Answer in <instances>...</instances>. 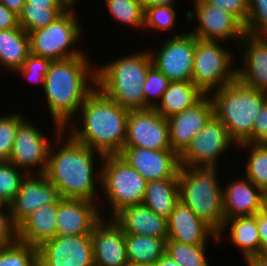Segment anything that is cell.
Masks as SVG:
<instances>
[{"instance_id":"cell-10","label":"cell","mask_w":267,"mask_h":266,"mask_svg":"<svg viewBox=\"0 0 267 266\" xmlns=\"http://www.w3.org/2000/svg\"><path fill=\"white\" fill-rule=\"evenodd\" d=\"M235 144L225 125L214 115L179 155L181 167L217 168L218 158Z\"/></svg>"},{"instance_id":"cell-17","label":"cell","mask_w":267,"mask_h":266,"mask_svg":"<svg viewBox=\"0 0 267 266\" xmlns=\"http://www.w3.org/2000/svg\"><path fill=\"white\" fill-rule=\"evenodd\" d=\"M60 199L58 188L48 180L45 173L27 174L9 204L13 222L18 226L39 207L56 204Z\"/></svg>"},{"instance_id":"cell-54","label":"cell","mask_w":267,"mask_h":266,"mask_svg":"<svg viewBox=\"0 0 267 266\" xmlns=\"http://www.w3.org/2000/svg\"><path fill=\"white\" fill-rule=\"evenodd\" d=\"M127 266H142V265H133V264H128Z\"/></svg>"},{"instance_id":"cell-13","label":"cell","mask_w":267,"mask_h":266,"mask_svg":"<svg viewBox=\"0 0 267 266\" xmlns=\"http://www.w3.org/2000/svg\"><path fill=\"white\" fill-rule=\"evenodd\" d=\"M124 147L172 149L167 118L154 108L129 110Z\"/></svg>"},{"instance_id":"cell-50","label":"cell","mask_w":267,"mask_h":266,"mask_svg":"<svg viewBox=\"0 0 267 266\" xmlns=\"http://www.w3.org/2000/svg\"><path fill=\"white\" fill-rule=\"evenodd\" d=\"M25 4L32 5H69L66 0H25Z\"/></svg>"},{"instance_id":"cell-5","label":"cell","mask_w":267,"mask_h":266,"mask_svg":"<svg viewBox=\"0 0 267 266\" xmlns=\"http://www.w3.org/2000/svg\"><path fill=\"white\" fill-rule=\"evenodd\" d=\"M149 50L96 67L97 87L128 110L144 109L143 85L152 65Z\"/></svg>"},{"instance_id":"cell-18","label":"cell","mask_w":267,"mask_h":266,"mask_svg":"<svg viewBox=\"0 0 267 266\" xmlns=\"http://www.w3.org/2000/svg\"><path fill=\"white\" fill-rule=\"evenodd\" d=\"M209 95H204L193 106L167 118L172 150L179 156L213 116V104Z\"/></svg>"},{"instance_id":"cell-42","label":"cell","mask_w":267,"mask_h":266,"mask_svg":"<svg viewBox=\"0 0 267 266\" xmlns=\"http://www.w3.org/2000/svg\"><path fill=\"white\" fill-rule=\"evenodd\" d=\"M206 3L219 7L234 15L244 26L248 18V0H204Z\"/></svg>"},{"instance_id":"cell-8","label":"cell","mask_w":267,"mask_h":266,"mask_svg":"<svg viewBox=\"0 0 267 266\" xmlns=\"http://www.w3.org/2000/svg\"><path fill=\"white\" fill-rule=\"evenodd\" d=\"M74 6H70L60 17L48 26L29 33L30 53L48 58L52 61L64 60L80 56L82 49H74L83 32L77 18ZM73 47V50L71 49ZM71 49V50H70Z\"/></svg>"},{"instance_id":"cell-19","label":"cell","mask_w":267,"mask_h":266,"mask_svg":"<svg viewBox=\"0 0 267 266\" xmlns=\"http://www.w3.org/2000/svg\"><path fill=\"white\" fill-rule=\"evenodd\" d=\"M102 218L93 228L90 236L93 245L95 266H127L125 233L121 226L110 218Z\"/></svg>"},{"instance_id":"cell-39","label":"cell","mask_w":267,"mask_h":266,"mask_svg":"<svg viewBox=\"0 0 267 266\" xmlns=\"http://www.w3.org/2000/svg\"><path fill=\"white\" fill-rule=\"evenodd\" d=\"M177 12L173 6H153L144 8V29L151 28L169 31L176 22Z\"/></svg>"},{"instance_id":"cell-51","label":"cell","mask_w":267,"mask_h":266,"mask_svg":"<svg viewBox=\"0 0 267 266\" xmlns=\"http://www.w3.org/2000/svg\"><path fill=\"white\" fill-rule=\"evenodd\" d=\"M154 266H180L166 253L155 263Z\"/></svg>"},{"instance_id":"cell-11","label":"cell","mask_w":267,"mask_h":266,"mask_svg":"<svg viewBox=\"0 0 267 266\" xmlns=\"http://www.w3.org/2000/svg\"><path fill=\"white\" fill-rule=\"evenodd\" d=\"M193 2L195 10L186 11L185 19L189 22L195 17L199 25L190 33L197 39L222 41V44L229 39H238L240 43L246 32L244 25L234 15L204 0Z\"/></svg>"},{"instance_id":"cell-35","label":"cell","mask_w":267,"mask_h":266,"mask_svg":"<svg viewBox=\"0 0 267 266\" xmlns=\"http://www.w3.org/2000/svg\"><path fill=\"white\" fill-rule=\"evenodd\" d=\"M0 266H38L37 248L20 241L0 246Z\"/></svg>"},{"instance_id":"cell-44","label":"cell","mask_w":267,"mask_h":266,"mask_svg":"<svg viewBox=\"0 0 267 266\" xmlns=\"http://www.w3.org/2000/svg\"><path fill=\"white\" fill-rule=\"evenodd\" d=\"M253 143H267V101L257 116L253 127Z\"/></svg>"},{"instance_id":"cell-46","label":"cell","mask_w":267,"mask_h":266,"mask_svg":"<svg viewBox=\"0 0 267 266\" xmlns=\"http://www.w3.org/2000/svg\"><path fill=\"white\" fill-rule=\"evenodd\" d=\"M19 27L18 16L0 3V30Z\"/></svg>"},{"instance_id":"cell-37","label":"cell","mask_w":267,"mask_h":266,"mask_svg":"<svg viewBox=\"0 0 267 266\" xmlns=\"http://www.w3.org/2000/svg\"><path fill=\"white\" fill-rule=\"evenodd\" d=\"M17 113L0 117V161H9L18 126L24 120Z\"/></svg>"},{"instance_id":"cell-22","label":"cell","mask_w":267,"mask_h":266,"mask_svg":"<svg viewBox=\"0 0 267 266\" xmlns=\"http://www.w3.org/2000/svg\"><path fill=\"white\" fill-rule=\"evenodd\" d=\"M168 239L191 245H206L207 239L218 242L217 233L180 201L167 219ZM212 237V238H211Z\"/></svg>"},{"instance_id":"cell-47","label":"cell","mask_w":267,"mask_h":266,"mask_svg":"<svg viewBox=\"0 0 267 266\" xmlns=\"http://www.w3.org/2000/svg\"><path fill=\"white\" fill-rule=\"evenodd\" d=\"M2 4L19 16L25 5V0H2Z\"/></svg>"},{"instance_id":"cell-25","label":"cell","mask_w":267,"mask_h":266,"mask_svg":"<svg viewBox=\"0 0 267 266\" xmlns=\"http://www.w3.org/2000/svg\"><path fill=\"white\" fill-rule=\"evenodd\" d=\"M57 203L41 206L18 225V241L36 248L57 236Z\"/></svg>"},{"instance_id":"cell-26","label":"cell","mask_w":267,"mask_h":266,"mask_svg":"<svg viewBox=\"0 0 267 266\" xmlns=\"http://www.w3.org/2000/svg\"><path fill=\"white\" fill-rule=\"evenodd\" d=\"M205 94L192 81H170L154 110L169 118L193 106Z\"/></svg>"},{"instance_id":"cell-29","label":"cell","mask_w":267,"mask_h":266,"mask_svg":"<svg viewBox=\"0 0 267 266\" xmlns=\"http://www.w3.org/2000/svg\"><path fill=\"white\" fill-rule=\"evenodd\" d=\"M178 202V179H164L147 182L143 204L156 214L168 219Z\"/></svg>"},{"instance_id":"cell-45","label":"cell","mask_w":267,"mask_h":266,"mask_svg":"<svg viewBox=\"0 0 267 266\" xmlns=\"http://www.w3.org/2000/svg\"><path fill=\"white\" fill-rule=\"evenodd\" d=\"M254 216L260 236V254L267 255V207Z\"/></svg>"},{"instance_id":"cell-48","label":"cell","mask_w":267,"mask_h":266,"mask_svg":"<svg viewBox=\"0 0 267 266\" xmlns=\"http://www.w3.org/2000/svg\"><path fill=\"white\" fill-rule=\"evenodd\" d=\"M143 8L153 6H175V0H140Z\"/></svg>"},{"instance_id":"cell-52","label":"cell","mask_w":267,"mask_h":266,"mask_svg":"<svg viewBox=\"0 0 267 266\" xmlns=\"http://www.w3.org/2000/svg\"><path fill=\"white\" fill-rule=\"evenodd\" d=\"M2 208H5L7 210L8 209V205L0 198V210Z\"/></svg>"},{"instance_id":"cell-4","label":"cell","mask_w":267,"mask_h":266,"mask_svg":"<svg viewBox=\"0 0 267 266\" xmlns=\"http://www.w3.org/2000/svg\"><path fill=\"white\" fill-rule=\"evenodd\" d=\"M210 95L213 115L225 125L236 146L253 143L254 123L267 101V93L236 78Z\"/></svg>"},{"instance_id":"cell-3","label":"cell","mask_w":267,"mask_h":266,"mask_svg":"<svg viewBox=\"0 0 267 266\" xmlns=\"http://www.w3.org/2000/svg\"><path fill=\"white\" fill-rule=\"evenodd\" d=\"M80 113L82 125L76 126L78 119H74L67 125L69 128L66 127L77 141L103 155H117L124 148L128 109L96 87L85 98L77 114L79 117Z\"/></svg>"},{"instance_id":"cell-36","label":"cell","mask_w":267,"mask_h":266,"mask_svg":"<svg viewBox=\"0 0 267 266\" xmlns=\"http://www.w3.org/2000/svg\"><path fill=\"white\" fill-rule=\"evenodd\" d=\"M9 161H0V198L9 205L17 195L23 178L24 170ZM24 173H23V172Z\"/></svg>"},{"instance_id":"cell-9","label":"cell","mask_w":267,"mask_h":266,"mask_svg":"<svg viewBox=\"0 0 267 266\" xmlns=\"http://www.w3.org/2000/svg\"><path fill=\"white\" fill-rule=\"evenodd\" d=\"M219 42L221 43L195 37L192 82L205 95L219 90L237 78V68L231 65L233 54L219 45Z\"/></svg>"},{"instance_id":"cell-14","label":"cell","mask_w":267,"mask_h":266,"mask_svg":"<svg viewBox=\"0 0 267 266\" xmlns=\"http://www.w3.org/2000/svg\"><path fill=\"white\" fill-rule=\"evenodd\" d=\"M37 265L95 266L91 236H55L37 248Z\"/></svg>"},{"instance_id":"cell-33","label":"cell","mask_w":267,"mask_h":266,"mask_svg":"<svg viewBox=\"0 0 267 266\" xmlns=\"http://www.w3.org/2000/svg\"><path fill=\"white\" fill-rule=\"evenodd\" d=\"M105 5L116 21L144 29V8L140 0H105Z\"/></svg>"},{"instance_id":"cell-16","label":"cell","mask_w":267,"mask_h":266,"mask_svg":"<svg viewBox=\"0 0 267 266\" xmlns=\"http://www.w3.org/2000/svg\"><path fill=\"white\" fill-rule=\"evenodd\" d=\"M118 155L147 182L178 177L179 156L172 149L124 147Z\"/></svg>"},{"instance_id":"cell-28","label":"cell","mask_w":267,"mask_h":266,"mask_svg":"<svg viewBox=\"0 0 267 266\" xmlns=\"http://www.w3.org/2000/svg\"><path fill=\"white\" fill-rule=\"evenodd\" d=\"M226 227L230 228V239L241 248L245 260L260 254V236L255 216L226 219L222 230L217 234L219 241Z\"/></svg>"},{"instance_id":"cell-6","label":"cell","mask_w":267,"mask_h":266,"mask_svg":"<svg viewBox=\"0 0 267 266\" xmlns=\"http://www.w3.org/2000/svg\"><path fill=\"white\" fill-rule=\"evenodd\" d=\"M216 171V168L180 166L177 179L179 201L218 234L223 228L225 215L223 188L219 185Z\"/></svg>"},{"instance_id":"cell-34","label":"cell","mask_w":267,"mask_h":266,"mask_svg":"<svg viewBox=\"0 0 267 266\" xmlns=\"http://www.w3.org/2000/svg\"><path fill=\"white\" fill-rule=\"evenodd\" d=\"M206 247L167 240L165 253L180 266H210L206 259Z\"/></svg>"},{"instance_id":"cell-43","label":"cell","mask_w":267,"mask_h":266,"mask_svg":"<svg viewBox=\"0 0 267 266\" xmlns=\"http://www.w3.org/2000/svg\"><path fill=\"white\" fill-rule=\"evenodd\" d=\"M4 210H0V246L18 241V226L13 222L10 206L8 205V213Z\"/></svg>"},{"instance_id":"cell-40","label":"cell","mask_w":267,"mask_h":266,"mask_svg":"<svg viewBox=\"0 0 267 266\" xmlns=\"http://www.w3.org/2000/svg\"><path fill=\"white\" fill-rule=\"evenodd\" d=\"M249 12L245 32L254 36H267V0H248Z\"/></svg>"},{"instance_id":"cell-31","label":"cell","mask_w":267,"mask_h":266,"mask_svg":"<svg viewBox=\"0 0 267 266\" xmlns=\"http://www.w3.org/2000/svg\"><path fill=\"white\" fill-rule=\"evenodd\" d=\"M70 5H32L25 4L18 16L19 26L28 34L39 28L48 26L60 17Z\"/></svg>"},{"instance_id":"cell-30","label":"cell","mask_w":267,"mask_h":266,"mask_svg":"<svg viewBox=\"0 0 267 266\" xmlns=\"http://www.w3.org/2000/svg\"><path fill=\"white\" fill-rule=\"evenodd\" d=\"M129 264L154 266L166 252V241L162 238L125 234Z\"/></svg>"},{"instance_id":"cell-2","label":"cell","mask_w":267,"mask_h":266,"mask_svg":"<svg viewBox=\"0 0 267 266\" xmlns=\"http://www.w3.org/2000/svg\"><path fill=\"white\" fill-rule=\"evenodd\" d=\"M65 130L62 129L57 134L56 144H63L57 149L58 151L50 145L45 174L48 180L58 188L62 199L95 202L97 199L95 180L97 179L101 184V170L97 171L99 173L94 171L96 167L94 156L97 153L101 162L104 155L81 144L71 134L67 135V141L63 143Z\"/></svg>"},{"instance_id":"cell-23","label":"cell","mask_w":267,"mask_h":266,"mask_svg":"<svg viewBox=\"0 0 267 266\" xmlns=\"http://www.w3.org/2000/svg\"><path fill=\"white\" fill-rule=\"evenodd\" d=\"M242 44V45H241ZM243 68L237 69V79L244 85L267 93V36L245 34L240 41Z\"/></svg>"},{"instance_id":"cell-41","label":"cell","mask_w":267,"mask_h":266,"mask_svg":"<svg viewBox=\"0 0 267 266\" xmlns=\"http://www.w3.org/2000/svg\"><path fill=\"white\" fill-rule=\"evenodd\" d=\"M52 60L44 57H40L30 53L22 66L15 71V73H21L28 81L35 83H42L44 87L45 77L48 73Z\"/></svg>"},{"instance_id":"cell-21","label":"cell","mask_w":267,"mask_h":266,"mask_svg":"<svg viewBox=\"0 0 267 266\" xmlns=\"http://www.w3.org/2000/svg\"><path fill=\"white\" fill-rule=\"evenodd\" d=\"M222 200L225 220L254 216L266 207V194L246 177L222 189Z\"/></svg>"},{"instance_id":"cell-27","label":"cell","mask_w":267,"mask_h":266,"mask_svg":"<svg viewBox=\"0 0 267 266\" xmlns=\"http://www.w3.org/2000/svg\"><path fill=\"white\" fill-rule=\"evenodd\" d=\"M30 54L29 34L21 27L0 30V66L12 73L19 69Z\"/></svg>"},{"instance_id":"cell-1","label":"cell","mask_w":267,"mask_h":266,"mask_svg":"<svg viewBox=\"0 0 267 266\" xmlns=\"http://www.w3.org/2000/svg\"><path fill=\"white\" fill-rule=\"evenodd\" d=\"M87 57L83 53L50 64L42 88L55 125V135L66 129L79 113L85 98L97 87L96 67H92L93 63Z\"/></svg>"},{"instance_id":"cell-12","label":"cell","mask_w":267,"mask_h":266,"mask_svg":"<svg viewBox=\"0 0 267 266\" xmlns=\"http://www.w3.org/2000/svg\"><path fill=\"white\" fill-rule=\"evenodd\" d=\"M176 35L166 39L158 52L149 51L152 63L170 81H192L195 36L190 32Z\"/></svg>"},{"instance_id":"cell-38","label":"cell","mask_w":267,"mask_h":266,"mask_svg":"<svg viewBox=\"0 0 267 266\" xmlns=\"http://www.w3.org/2000/svg\"><path fill=\"white\" fill-rule=\"evenodd\" d=\"M170 80L161 73L153 64L147 71L145 83L143 85L144 90V109L154 108L157 102L155 99L162 98L163 93L168 88ZM154 99V100H153Z\"/></svg>"},{"instance_id":"cell-20","label":"cell","mask_w":267,"mask_h":266,"mask_svg":"<svg viewBox=\"0 0 267 266\" xmlns=\"http://www.w3.org/2000/svg\"><path fill=\"white\" fill-rule=\"evenodd\" d=\"M96 202L60 199L57 202V236L90 235L103 218Z\"/></svg>"},{"instance_id":"cell-53","label":"cell","mask_w":267,"mask_h":266,"mask_svg":"<svg viewBox=\"0 0 267 266\" xmlns=\"http://www.w3.org/2000/svg\"><path fill=\"white\" fill-rule=\"evenodd\" d=\"M70 6H74L75 2L77 3L78 0H66Z\"/></svg>"},{"instance_id":"cell-49","label":"cell","mask_w":267,"mask_h":266,"mask_svg":"<svg viewBox=\"0 0 267 266\" xmlns=\"http://www.w3.org/2000/svg\"><path fill=\"white\" fill-rule=\"evenodd\" d=\"M248 266H267V255L259 254L245 260Z\"/></svg>"},{"instance_id":"cell-24","label":"cell","mask_w":267,"mask_h":266,"mask_svg":"<svg viewBox=\"0 0 267 266\" xmlns=\"http://www.w3.org/2000/svg\"><path fill=\"white\" fill-rule=\"evenodd\" d=\"M113 219L125 234L147 235L168 239L167 219L156 214L145 204L126 206Z\"/></svg>"},{"instance_id":"cell-32","label":"cell","mask_w":267,"mask_h":266,"mask_svg":"<svg viewBox=\"0 0 267 266\" xmlns=\"http://www.w3.org/2000/svg\"><path fill=\"white\" fill-rule=\"evenodd\" d=\"M237 147L251 151L244 177L267 194V143H243Z\"/></svg>"},{"instance_id":"cell-7","label":"cell","mask_w":267,"mask_h":266,"mask_svg":"<svg viewBox=\"0 0 267 266\" xmlns=\"http://www.w3.org/2000/svg\"><path fill=\"white\" fill-rule=\"evenodd\" d=\"M101 189L109 202L110 218L126 206L141 204L147 181L118 154L104 155L101 162Z\"/></svg>"},{"instance_id":"cell-15","label":"cell","mask_w":267,"mask_h":266,"mask_svg":"<svg viewBox=\"0 0 267 266\" xmlns=\"http://www.w3.org/2000/svg\"><path fill=\"white\" fill-rule=\"evenodd\" d=\"M26 118L19 124L9 162L24 170L27 174L45 173L48 165V152L51 143ZM40 165V166H39ZM31 170V171H30Z\"/></svg>"}]
</instances>
